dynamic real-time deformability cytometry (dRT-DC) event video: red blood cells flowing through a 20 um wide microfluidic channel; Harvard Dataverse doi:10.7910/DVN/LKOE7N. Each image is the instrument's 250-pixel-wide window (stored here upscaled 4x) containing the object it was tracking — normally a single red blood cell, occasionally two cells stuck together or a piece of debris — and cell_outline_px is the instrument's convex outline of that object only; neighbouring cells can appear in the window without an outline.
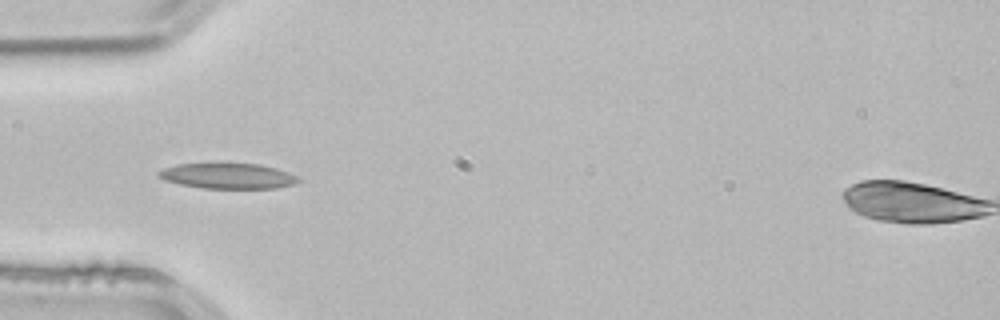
{"species": "common noctule bat (a hibernating species)", "species_latin": "Nyctalus noctula", "temperature_condition": "room temperature", "stored_images_in_passage": 20, "camera_frame_rate_fps": 3000, "um_per_image_px": 0.085, "animal": {"sex": "male", "body_mass_g": 21.5, "forearm_length_mm": 52.0}, "frame": {"image": 1, "passage_image": 1, "time_ms": 0.0, "image_size_px": [1000, 320], "cell_outline_px": [[300, 180], [292, 184], [276, 188], [204, 188], [180, 184], [164, 180], [156, 172], [164, 168], [176, 164], [260, 164], [276, 168], [288, 172], [296, 176]], "centroid_in_image_um": [19.35, 14.95], "position_along_channel_um": 65.6, "area_um2": 20.4}}
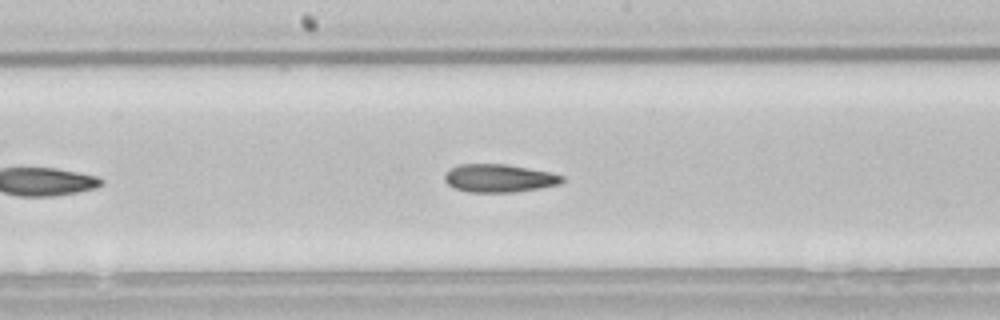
{"frame": {"image": 2, "passage_image": 12, "time_ms": 3.667, "image_size_px": [1000, 320], "cell_outline_px": [[564, 180], [560, 184], [540, 188], [512, 192], [468, 192], [456, 188], [448, 184], [444, 180], [444, 176], [448, 168], [460, 164], [504, 164], [552, 172], [564, 176]], "centroid_in_image_um": [42.42, 15.14], "position_along_channel_um": 205.8, "area_um2": 19.25}}